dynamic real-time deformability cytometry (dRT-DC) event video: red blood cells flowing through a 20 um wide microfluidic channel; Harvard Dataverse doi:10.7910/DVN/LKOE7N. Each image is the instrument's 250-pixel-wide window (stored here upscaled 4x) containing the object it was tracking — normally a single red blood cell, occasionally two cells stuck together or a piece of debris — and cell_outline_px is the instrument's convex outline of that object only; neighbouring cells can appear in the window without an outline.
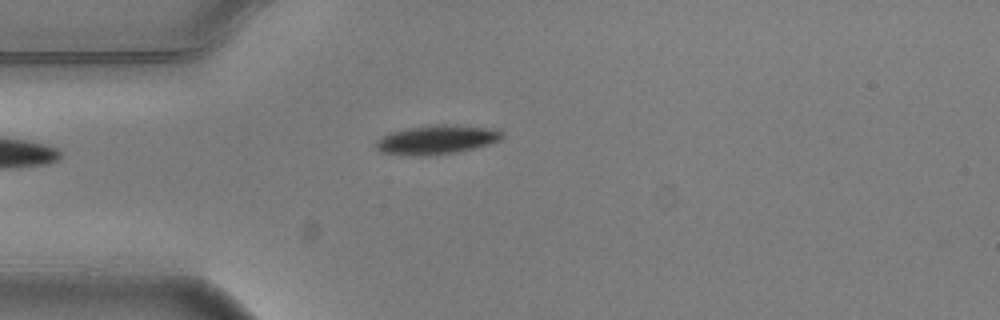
{"species": "common noctule bat (a hibernating species)", "species_latin": "Nyctalus noctula", "temperature_condition": "warm", "stored_images_in_passage": 2, "camera_frame_rate_fps": 3000, "um_per_image_px": 0.085, "animal": {"sex": "male", "body_mass_g": 20.5, "forearm_length_mm": 52.5}, "frame": {"image": 1, "passage_image": 2, "time_ms": 0.333, "image_size_px": [1000, 320], "cell_outline_px": [[504, 136], [500, 140], [476, 148], [456, 152], [428, 156], [400, 156], [380, 152], [376, 148], [376, 140], [380, 136], [392, 132], [408, 128], [436, 124], [444, 124], [496, 128], [504, 132]], "centroid_in_image_um": [37.11, 11.88], "position_along_channel_um": 47.9, "area_um2": 21.79}}